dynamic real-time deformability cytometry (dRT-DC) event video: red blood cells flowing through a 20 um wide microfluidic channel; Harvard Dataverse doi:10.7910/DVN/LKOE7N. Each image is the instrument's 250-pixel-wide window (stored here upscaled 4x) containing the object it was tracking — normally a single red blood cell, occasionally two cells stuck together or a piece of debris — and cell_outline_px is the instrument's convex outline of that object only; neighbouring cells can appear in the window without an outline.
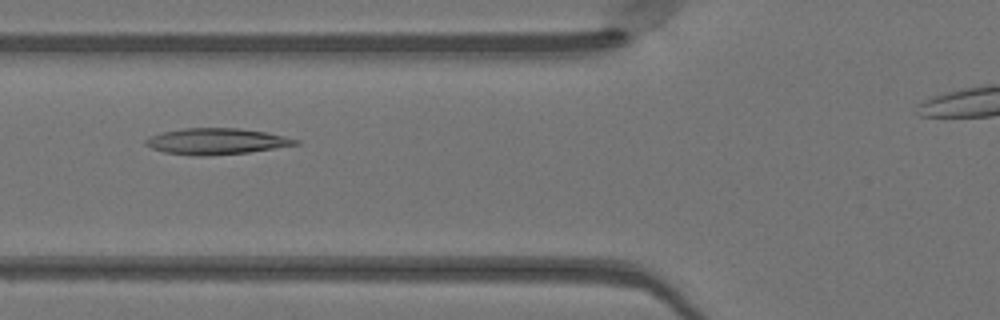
{"species": "Egyptian fruit bat (a non-hibernating species)", "species_latin": "Rousettus aegyptiacus", "temperature_condition": "warm", "stored_images_in_passage": 41, "camera_frame_rate_fps": 3000, "um_per_image_px": 0.085, "animal": {"sex": "female"}, "frame": {"image": 1, "passage_image": 16, "time_ms": 5.0, "image_size_px": [1000, 320], "cell_outline_px": [[300, 144], [248, 152], [208, 156], [196, 156], [164, 152], [152, 148], [144, 144], [144, 140], [160, 132], [184, 128], [240, 128], [264, 132], [284, 136], [300, 140]], "centroid_in_image_um": [18.37, 12.01], "position_along_channel_um": 107.4, "area_um2": 22.77}}
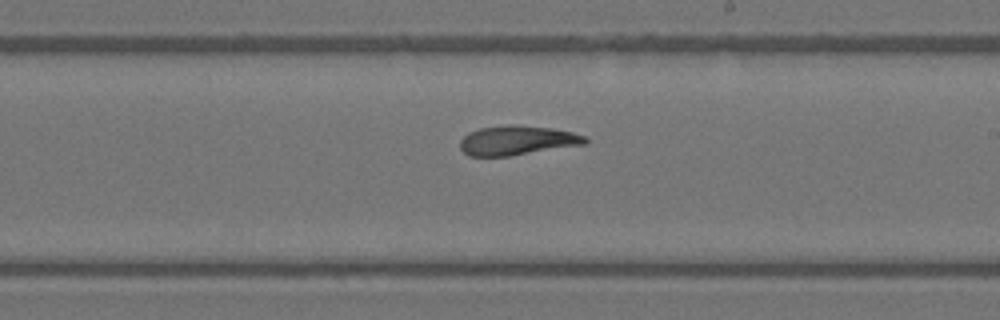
{"frame": {"image": 2, "passage_image": 26, "time_ms": 8.333, "image_size_px": [1000, 320], "cell_outline_px": [[588, 144], [508, 156], [468, 156], [460, 148], [460, 140], [468, 132], [480, 128], [508, 124], [512, 124], [552, 128], [572, 132], [588, 136]], "centroid_in_image_um": [43.99, 11.93], "position_along_channel_um": 245.0, "area_um2": 21.68}}
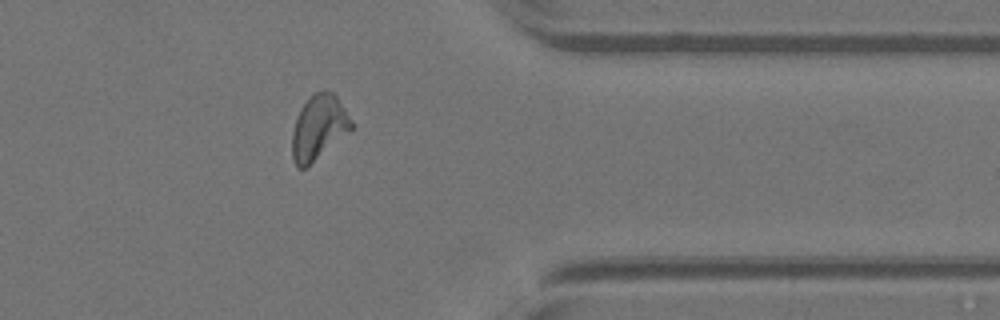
{"frame": {"image": 3, "passage_image": 37, "time_ms": 12.0, "image_size_px": [1000, 320], "cell_outline_px": [[352, 128], [304, 168], [296, 168], [292, 160], [292, 132], [300, 108], [316, 92], [324, 88], [332, 92], [336, 96], [352, 120]], "centroid_in_image_um": [27.06, 10.81], "position_along_channel_um": 384.3, "area_um2": 21.68}}